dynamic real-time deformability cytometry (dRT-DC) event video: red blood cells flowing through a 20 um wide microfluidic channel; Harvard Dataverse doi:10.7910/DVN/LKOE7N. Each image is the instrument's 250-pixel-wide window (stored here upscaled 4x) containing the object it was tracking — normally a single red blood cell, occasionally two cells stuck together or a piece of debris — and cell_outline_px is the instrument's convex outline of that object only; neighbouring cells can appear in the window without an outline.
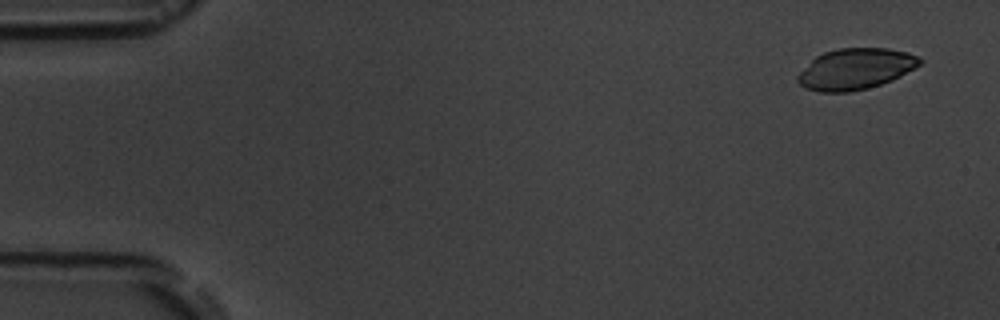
{"species": "common noctule bat (a hibernating species)", "species_latin": "Nyctalus noctula", "temperature_condition": "room temperature", "stored_images_in_passage": 4, "camera_frame_rate_fps": 3000, "um_per_image_px": 0.085, "animal": {"sex": "male", "body_mass_g": 19.5, "forearm_length_mm": 54.6}, "frame": {"image": 1, "passage_image": 1, "time_ms": 0.0, "image_size_px": [1000, 320], "cell_outline_px": [[924, 60], [920, 64], [900, 76], [892, 80], [868, 88], [848, 92], [820, 92], [804, 88], [796, 80], [796, 76], [816, 56], [824, 52], [840, 48], [888, 48], [908, 52]], "centroid_in_image_um": [72.71, 5.86], "position_along_channel_um": 12.3, "area_um2": 29.07}}